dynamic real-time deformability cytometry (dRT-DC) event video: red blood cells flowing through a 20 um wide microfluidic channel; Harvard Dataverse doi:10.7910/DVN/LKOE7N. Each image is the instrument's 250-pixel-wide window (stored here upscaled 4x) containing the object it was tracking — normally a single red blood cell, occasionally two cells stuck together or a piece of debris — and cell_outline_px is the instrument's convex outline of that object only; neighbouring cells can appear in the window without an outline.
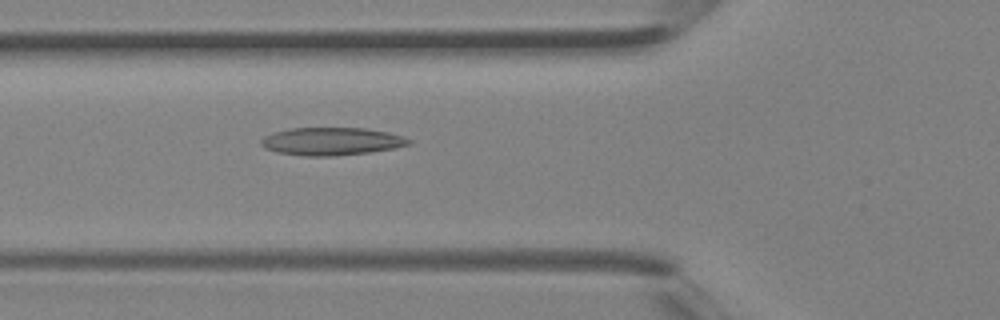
{"species": "Egyptian fruit bat (a non-hibernating species)", "species_latin": "Rousettus aegyptiacus", "temperature_condition": "room temperature", "stored_images_in_passage": 40, "camera_frame_rate_fps": 3000, "um_per_image_px": 0.085, "animal": {"sex": "female"}, "frame": {"image": 1, "passage_image": 15, "time_ms": 4.667, "image_size_px": [1000, 320], "cell_outline_px": [[412, 144], [396, 148], [368, 152], [332, 156], [304, 156], [276, 152], [264, 148], [260, 144], [260, 140], [264, 136], [272, 132], [288, 128], [364, 128], [388, 132], [404, 136], [412, 140]], "centroid_in_image_um": [28.17, 12.01], "position_along_channel_um": 97.6, "area_um2": 24.16}}
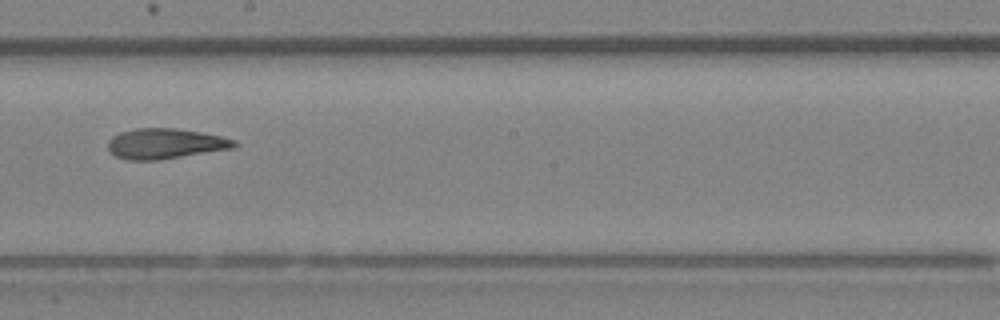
{"frame": {"image": 2, "passage_image": 23, "time_ms": 7.333, "image_size_px": [1000, 320], "cell_outline_px": [[240, 144], [232, 148], [160, 160], [128, 160], [116, 156], [108, 148], [108, 140], [112, 136], [120, 132], [136, 128], [176, 128], [200, 132], [220, 136], [236, 140]], "centroid_in_image_um": [14.05, 12.21], "position_along_channel_um": 234.2, "area_um2": 22.31}}
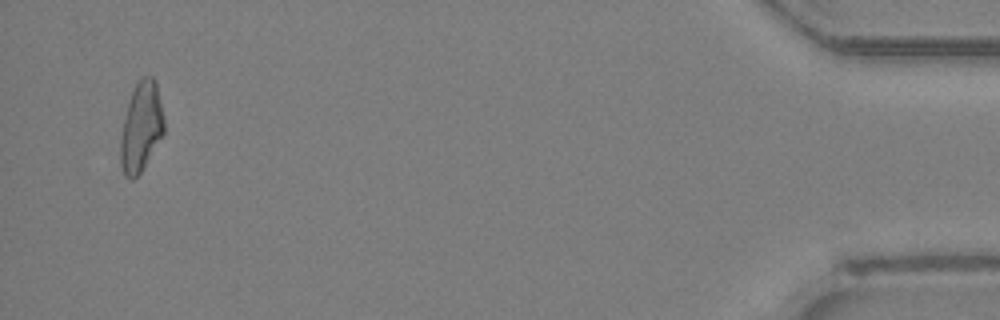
{"frame": {"image": 3, "passage_image": 39, "time_ms": 12.667, "image_size_px": [1000, 320], "cell_outline_px": [[164, 136], [140, 172], [132, 180], [124, 176], [120, 164], [120, 136], [128, 104], [132, 92], [136, 84], [144, 76], [152, 76], [156, 80], [164, 116]], "centroid_in_image_um": [12.01, 10.81], "position_along_channel_um": 423.2, "area_um2": 22.83}}